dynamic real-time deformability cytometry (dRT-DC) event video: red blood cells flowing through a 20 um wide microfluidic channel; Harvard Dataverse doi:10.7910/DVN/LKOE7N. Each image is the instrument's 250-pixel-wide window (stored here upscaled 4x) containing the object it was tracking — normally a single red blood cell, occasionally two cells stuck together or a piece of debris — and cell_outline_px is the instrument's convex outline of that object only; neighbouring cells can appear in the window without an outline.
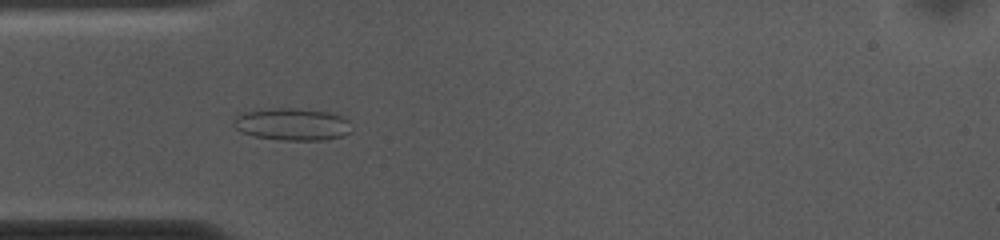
{"species": "common noctule bat (a hibernating species)", "species_latin": "Nyctalus noctula", "temperature_condition": "cold", "stored_images_in_passage": 52, "camera_frame_rate_fps": 3000, "um_per_image_px": 0.085, "animal": {"sex": "female", "body_mass_g": 10.0, "forearm_length_mm": 53.1}, "frame": {"image": 1, "passage_image": 13, "time_ms": 4.0, "image_size_px": [1000, 240], "cell_outline_px": [[352, 132], [344, 136], [328, 140], [284, 140], [252, 136], [236, 128], [236, 112], [264, 108], [296, 108], [328, 112], [344, 116], [348, 120]], "centroid_in_image_um": [24.87, 10.55], "position_along_channel_um": 60.1, "area_um2": 22.48}}
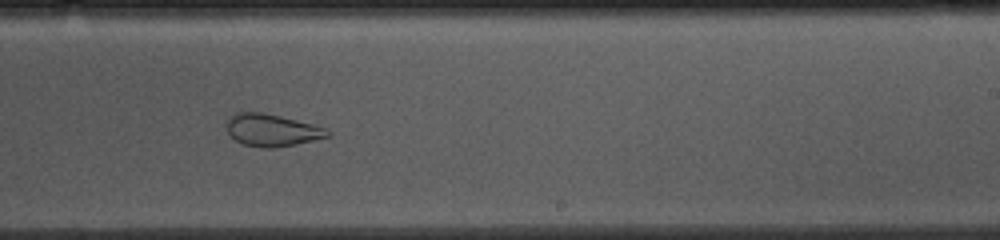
{"frame": {"image": 2, "passage_image": 30, "time_ms": 9.667, "image_size_px": [1000, 240], "cell_outline_px": [[332, 132], [328, 136], [296, 144], [272, 148], [264, 148], [244, 144], [236, 140], [228, 132], [224, 124], [228, 116], [236, 112], [260, 112], [280, 116], [328, 128]], "centroid_in_image_um": [23.08, 11.05], "position_along_channel_um": 265.9, "area_um2": 18.96}}
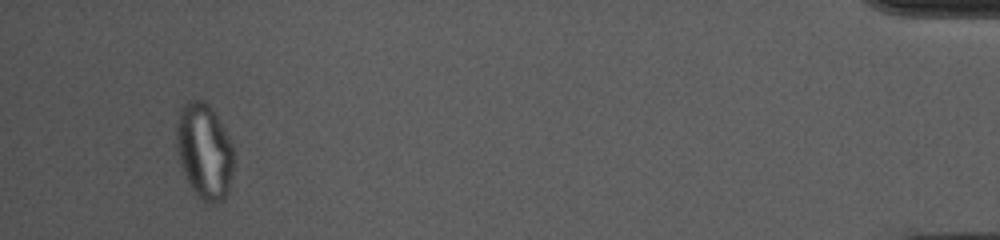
{"frame": {"image": 3, "passage_image": 49, "time_ms": 16.0, "image_size_px": [1000, 240], "cell_outline_px": [[232, 176], [228, 192], [224, 200], [216, 204], [208, 204], [200, 200], [192, 188], [180, 164], [176, 144], [176, 124], [180, 108], [188, 100], [204, 100], [212, 108], [228, 136], [232, 144]], "centroid_in_image_um": [17.36, 12.86], "position_along_channel_um": 417.8, "area_um2": 31.96}, "authors_computed_cell_mechanics": {"area_um2": 25.8366, "velocity_mm_per_s": 3.6397, "shape_relaxation_time_tau1_ms": null, "shape_relaxation_time_tau2_ms": 1.5164, "deformation_change_tau1": null, "deformation_change_tau2": 0.0683}}